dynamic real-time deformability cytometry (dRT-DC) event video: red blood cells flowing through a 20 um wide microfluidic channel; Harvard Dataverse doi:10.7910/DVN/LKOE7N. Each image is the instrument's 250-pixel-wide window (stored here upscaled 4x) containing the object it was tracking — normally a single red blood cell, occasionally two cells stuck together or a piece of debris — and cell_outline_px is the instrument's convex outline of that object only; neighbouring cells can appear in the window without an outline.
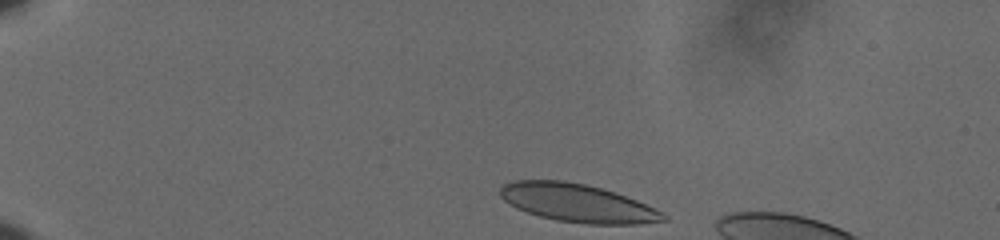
{"species": "human", "species_latin": "Homo sapiens", "temperature_condition": "cold", "stored_images_in_passage": 42, "camera_frame_rate_fps": 3000, "um_per_image_px": 0.085, "donor": {"sex": "male"}, "frame": {"image": 1, "passage_image": 1, "time_ms": 0.0, "image_size_px": [1000, 240], "cell_outline_px": [[668, 220], [640, 224], [588, 224], [556, 220], [540, 216], [516, 208], [508, 204], [500, 196], [500, 188], [504, 184], [512, 180], [564, 180], [584, 184], [616, 192], [636, 200], [664, 212], [668, 216]], "centroid_in_image_um": [49.1, 17.25], "position_along_channel_um": 35.9, "area_um2": 36.36}}
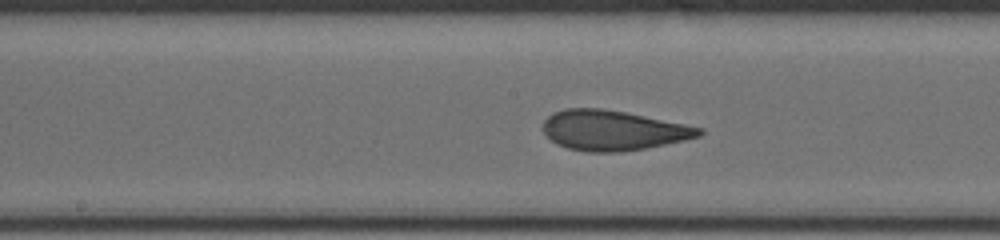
{"frame": {"image": 2, "passage_image": 21, "time_ms": 6.667, "image_size_px": [1000, 240], "cell_outline_px": [[704, 132], [700, 136], [684, 140], [644, 148], [620, 152], [588, 152], [568, 148], [556, 144], [544, 132], [544, 120], [552, 112], [564, 108], [600, 108], [624, 112], [704, 128]], "centroid_in_image_um": [52.08, 11.08], "position_along_channel_um": 196.1, "area_um2": 36.13}}
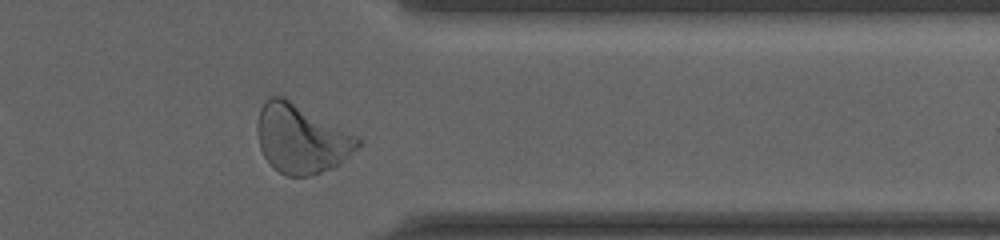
{"frame": {"image": 3, "passage_image": 37, "time_ms": 12.0, "image_size_px": [1000, 240], "cell_outline_px": [[360, 144], [348, 156], [332, 168], [312, 176], [288, 176], [280, 172], [264, 156], [260, 148], [256, 132], [256, 124], [260, 108], [264, 100], [268, 96], [284, 96], [356, 136], [360, 140]], "centroid_in_image_um": [25.55, 11.78], "position_along_channel_um": 385.9, "area_um2": 39.94}, "authors_computed_cell_mechanics": {"area_um2": 36.414, "velocity_mm_per_s": 3.6202, "shape_relaxation_time_tau1_ms": 6.4807, "shape_relaxation_time_tau2_ms": 1.0875, "deformation_change_tau1": 0.1962, "deformation_change_tau2": 0.0893}}